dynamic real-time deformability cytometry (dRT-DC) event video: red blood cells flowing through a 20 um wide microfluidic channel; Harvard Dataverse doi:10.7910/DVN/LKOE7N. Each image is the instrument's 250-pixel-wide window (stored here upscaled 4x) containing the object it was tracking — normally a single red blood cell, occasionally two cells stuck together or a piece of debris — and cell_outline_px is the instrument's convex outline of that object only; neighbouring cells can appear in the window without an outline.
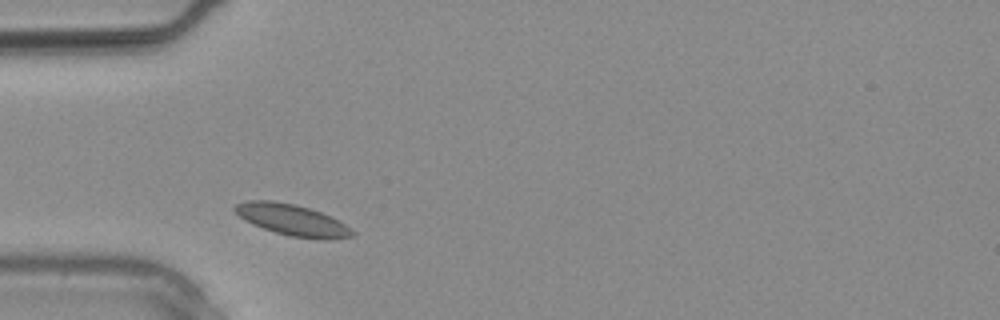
{"species": "common noctule bat (a hibernating species)", "species_latin": "Nyctalus noctula", "temperature_condition": "warm", "stored_images_in_passage": 5, "camera_frame_rate_fps": 3000, "um_per_image_px": 0.085, "animal": {"sex": "male", "body_mass_g": 20.4}, "frame": {"image": 1, "passage_image": 3, "time_ms": 0.667, "image_size_px": [1000, 320], "cell_outline_px": [[356, 236], [332, 240], [320, 240], [292, 236], [276, 232], [252, 224], [244, 220], [232, 208], [236, 204], [248, 200], [272, 200], [296, 204], [320, 212], [344, 224], [356, 232]], "centroid_in_image_um": [24.86, 18.7], "position_along_channel_um": 60.1, "area_um2": 21.39}}
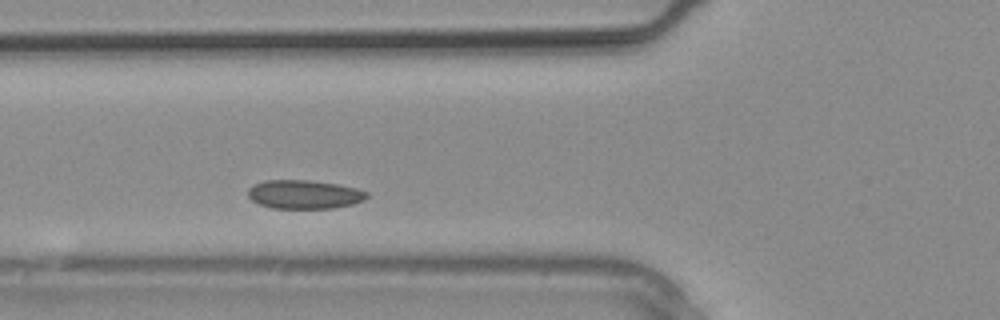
{"frame": {"image": 2, "passage_image": 5, "time_ms": 1.333, "image_size_px": [1000, 320], "cell_outline_px": [[368, 196], [364, 200], [352, 204], [332, 208], [272, 208], [260, 204], [252, 200], [248, 196], [248, 188], [252, 184], [264, 180], [308, 180], [336, 184], [356, 188], [368, 192]], "centroid_in_image_um": [25.83, 16.52], "position_along_channel_um": 100.0, "area_um2": 19.88}}